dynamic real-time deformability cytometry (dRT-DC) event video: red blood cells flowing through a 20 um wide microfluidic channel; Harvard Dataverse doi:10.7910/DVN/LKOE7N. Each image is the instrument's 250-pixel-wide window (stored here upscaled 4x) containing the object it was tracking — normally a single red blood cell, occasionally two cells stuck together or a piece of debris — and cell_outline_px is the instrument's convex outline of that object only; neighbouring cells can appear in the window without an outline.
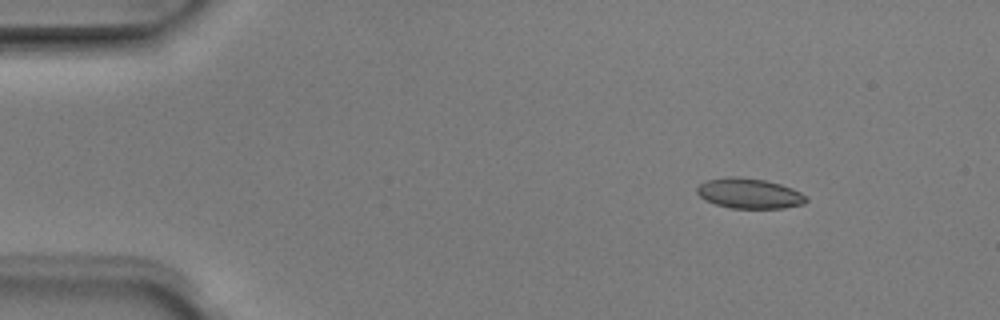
{"species": "Egyptian fruit bat (a non-hibernating species)", "species_latin": "Rousettus aegyptiacus", "temperature_condition": "room temperature", "stored_images_in_passage": 5, "camera_frame_rate_fps": 3000, "um_per_image_px": 0.085, "animal": {"sex": "male"}, "frame": {"image": 1, "passage_image": 2, "time_ms": 0.333, "image_size_px": [1000, 320], "cell_outline_px": [[808, 200], [804, 204], [784, 208], [732, 208], [716, 204], [704, 200], [696, 192], [696, 188], [700, 184], [708, 180], [728, 176], [736, 176], [764, 180], [780, 184], [792, 188], [808, 196]], "centroid_in_image_um": [63.7, 16.44], "position_along_channel_um": 21.3, "area_um2": 19.25}}
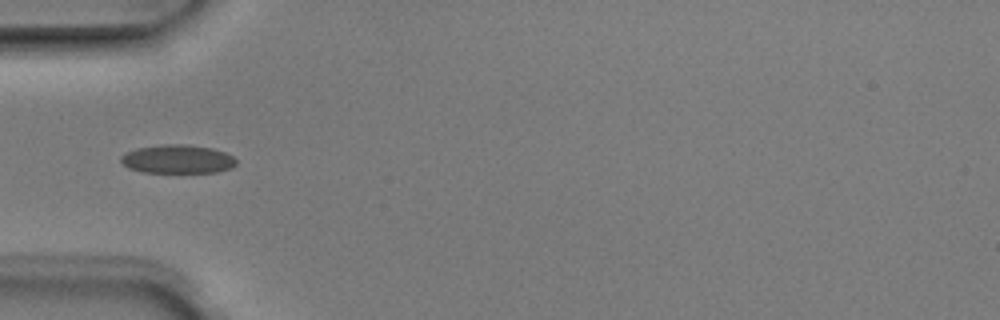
{"frame": {"image": 2, "passage_image": 5, "time_ms": 1.333, "image_size_px": [1000, 320], "cell_outline_px": [[236, 164], [232, 168], [216, 172], [140, 172], [128, 168], [120, 160], [120, 156], [136, 148], [164, 144], [188, 144], [212, 148], [224, 152], [232, 156], [236, 160]], "centroid_in_image_um": [15.09, 13.52], "position_along_channel_um": 69.9, "area_um2": 19.25}}